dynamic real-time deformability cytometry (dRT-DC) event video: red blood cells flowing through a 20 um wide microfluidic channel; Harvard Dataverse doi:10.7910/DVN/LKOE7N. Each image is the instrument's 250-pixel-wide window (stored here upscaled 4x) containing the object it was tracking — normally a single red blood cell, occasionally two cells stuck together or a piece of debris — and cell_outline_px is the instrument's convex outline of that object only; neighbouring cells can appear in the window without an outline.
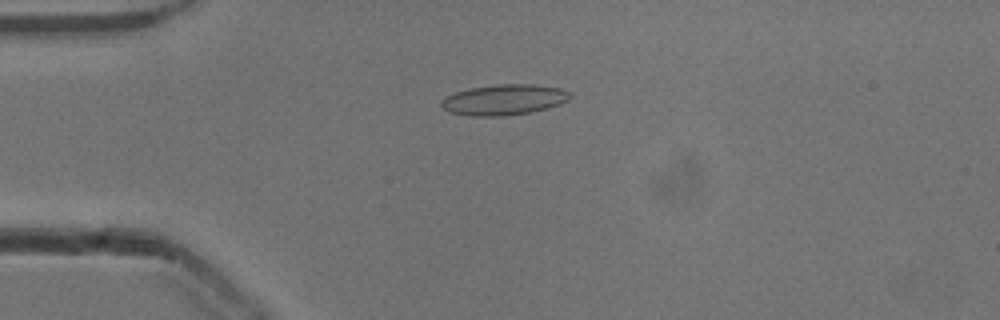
{"species": "common noctule bat (a hibernating species)", "species_latin": "Nyctalus noctula", "temperature_condition": "cold", "stored_images_in_passage": 47, "camera_frame_rate_fps": 3000, "um_per_image_px": 0.085, "animal": {"sex": "male", "body_mass_g": 13.3}, "frame": {"image": 1, "passage_image": 7, "time_ms": 2.0, "image_size_px": [1000, 320], "cell_outline_px": [[572, 96], [568, 100], [560, 104], [548, 108], [528, 112], [504, 116], [472, 116], [448, 112], [440, 104], [440, 100], [456, 92], [468, 88], [496, 84], [532, 84], [560, 88], [572, 92]], "centroid_in_image_um": [42.85, 8.47], "position_along_channel_um": 42.1, "area_um2": 23.06}}
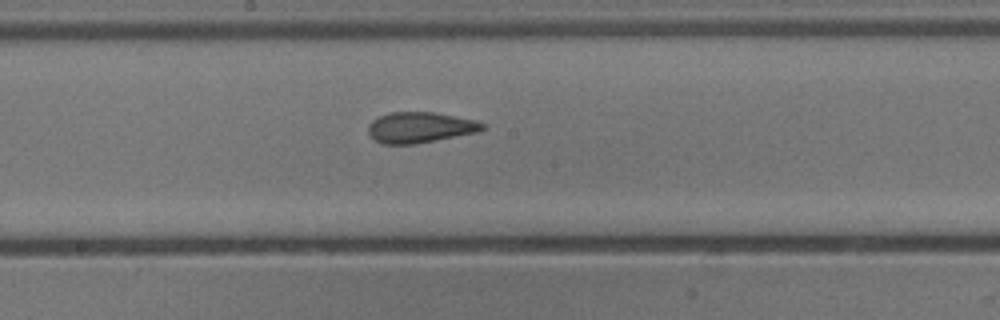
{"frame": {"image": 2, "passage_image": 22, "time_ms": 7.0, "image_size_px": [1000, 320], "cell_outline_px": [[484, 128], [480, 132], [412, 144], [384, 144], [376, 140], [368, 132], [368, 124], [372, 120], [388, 112], [432, 112], [476, 120], [484, 124]], "centroid_in_image_um": [35.7, 10.82], "position_along_channel_um": 212.5, "area_um2": 20.29}}
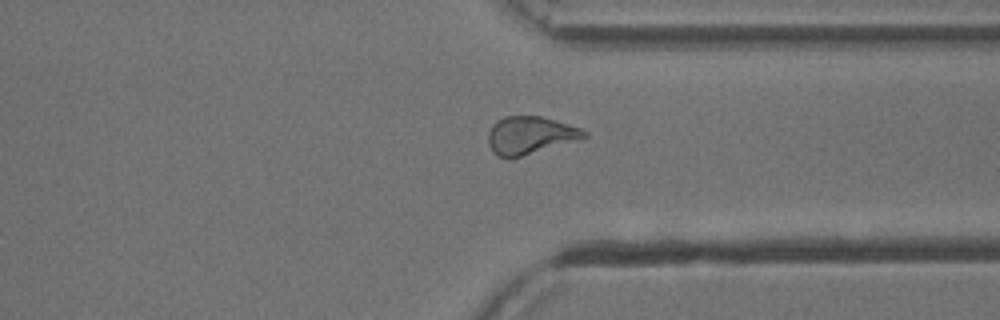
{"frame": {"image": 3, "passage_image": 34, "time_ms": 11.0, "image_size_px": [1000, 320], "cell_outline_px": [[588, 136], [508, 160], [492, 152], [488, 144], [488, 132], [492, 124], [496, 120], [504, 116], [540, 116], [556, 120], [580, 128], [588, 132]], "centroid_in_image_um": [44.99, 11.49], "position_along_channel_um": 366.4, "area_um2": 20.98}, "authors_computed_cell_mechanics": {"area_um2": 21.2126, "velocity_mm_per_s": 3.8718, "shape_relaxation_time_tau1_ms": null, "shape_relaxation_time_tau2_ms": 1.6518, "deformation_change_tau1": null, "deformation_change_tau2": 0.0808}}